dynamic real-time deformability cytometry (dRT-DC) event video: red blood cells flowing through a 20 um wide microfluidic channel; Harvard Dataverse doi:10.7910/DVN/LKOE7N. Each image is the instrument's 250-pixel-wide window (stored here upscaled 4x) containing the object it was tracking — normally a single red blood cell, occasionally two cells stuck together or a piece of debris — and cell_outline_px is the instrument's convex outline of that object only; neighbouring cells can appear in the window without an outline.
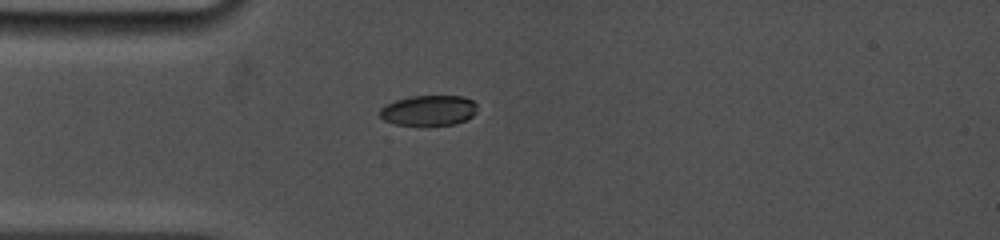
{"species": "common noctule bat (a hibernating species)", "species_latin": "Nyctalus noctula", "temperature_condition": "cold", "stored_images_in_passage": 78, "camera_frame_rate_fps": 5000, "um_per_image_px": 0.085, "animal": {"sex": "female", "body_mass_g": 19.0, "forearm_length_mm": 53.3}, "frame": {"image": 1, "passage_image": 1, "time_ms": 0.0, "image_size_px": [1000, 240], "cell_outline_px": [[476, 112], [472, 116], [456, 124], [396, 124], [384, 120], [380, 116], [380, 108], [396, 100], [412, 96], [464, 96], [472, 100], [476, 104]], "centroid_in_image_um": [36.46, 9.37], "position_along_channel_um": 48.5, "area_um2": 16.88}}
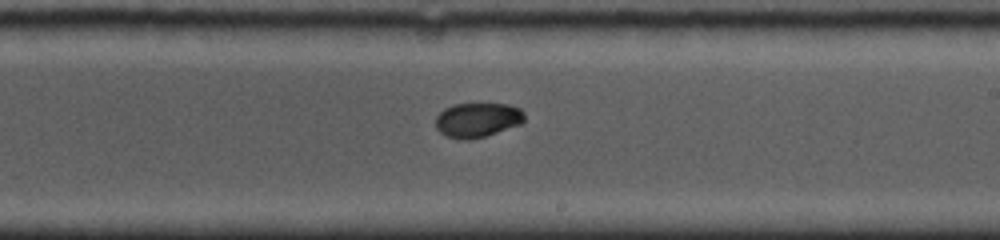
{"frame": {"image": 2, "passage_image": 41, "time_ms": 5.4, "image_size_px": [1000, 240], "cell_outline_px": [[524, 120], [520, 124], [472, 140], [460, 140], [444, 136], [436, 128], [436, 116], [444, 108], [452, 104], [508, 104], [520, 108], [524, 112]], "centroid_in_image_um": [40.55, 10.2], "position_along_channel_um": 248.5, "area_um2": 17.98}}
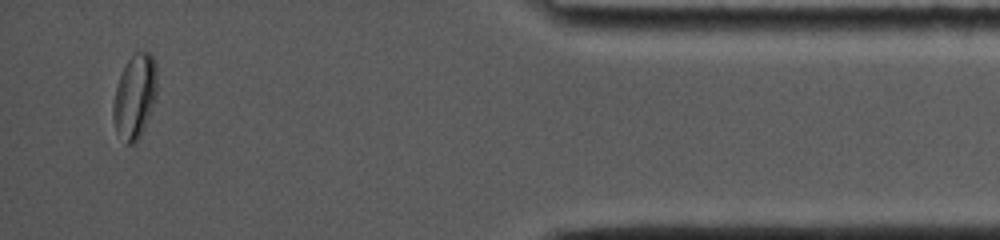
{"frame": {"image": 3, "passage_image": 73, "time_ms": 11.0, "image_size_px": [1000, 240], "cell_outline_px": [[156, 96], [144, 128], [140, 136], [132, 144], [124, 144], [116, 132], [112, 120], [112, 104], [116, 88], [124, 64], [136, 52], [148, 52], [152, 56], [156, 64]], "centroid_in_image_um": [11.42, 8.22], "position_along_channel_um": 423.8, "area_um2": 21.56}, "authors_computed_cell_mechanics": {"area_um2": 18.7272, "velocity_mm_per_s": 3.8874, "shape_relaxation_time_tau1_ms": 7.6624, "shape_relaxation_time_tau2_ms": null, "deformation_change_tau1": 0.1997, "deformation_change_tau2": null}}